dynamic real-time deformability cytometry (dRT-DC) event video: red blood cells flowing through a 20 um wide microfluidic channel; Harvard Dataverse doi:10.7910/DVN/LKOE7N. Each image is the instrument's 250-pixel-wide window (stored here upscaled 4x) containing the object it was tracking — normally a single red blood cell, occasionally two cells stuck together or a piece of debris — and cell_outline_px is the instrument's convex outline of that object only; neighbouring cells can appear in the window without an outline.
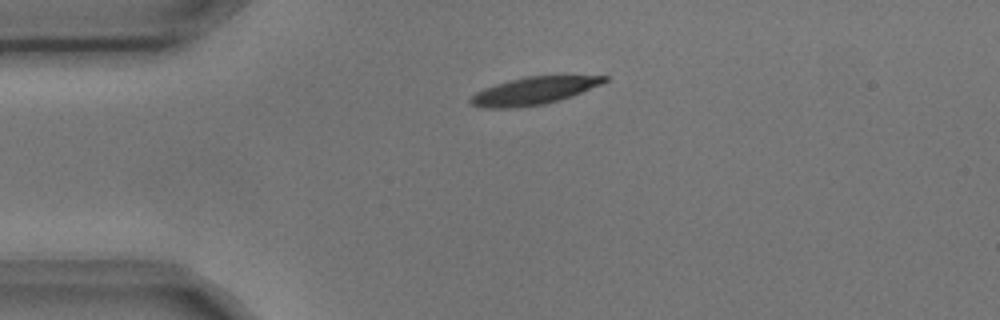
{"species": "common noctule bat (a hibernating species)", "species_latin": "Nyctalus noctula", "temperature_condition": "cold", "stored_images_in_passage": 3, "camera_frame_rate_fps": 3000, "um_per_image_px": 0.085, "animal": {"sex": "male", "body_mass_g": 17.9, "forearm_length_mm": 54.2}, "frame": {"image": 1, "passage_image": 1, "time_ms": 0.0, "image_size_px": [1000, 320], "cell_outline_px": [[608, 80], [600, 84], [572, 96], [560, 100], [544, 104], [512, 108], [484, 108], [472, 104], [468, 100], [476, 92], [484, 88], [496, 84], [528, 76], [608, 76]], "centroid_in_image_um": [45.35, 7.73], "position_along_channel_um": 39.7, "area_um2": 21.1}}